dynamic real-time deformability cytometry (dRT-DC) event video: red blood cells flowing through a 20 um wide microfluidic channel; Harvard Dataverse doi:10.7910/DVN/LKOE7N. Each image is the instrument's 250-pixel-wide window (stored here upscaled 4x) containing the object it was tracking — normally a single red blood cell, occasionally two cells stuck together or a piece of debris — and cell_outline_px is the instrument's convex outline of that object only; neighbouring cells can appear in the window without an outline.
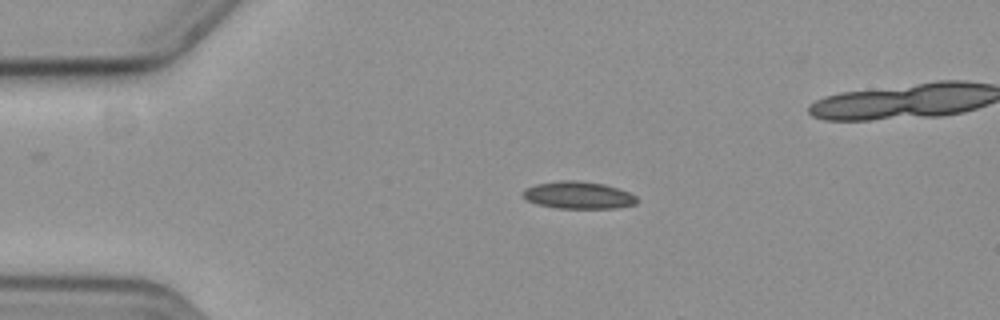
{"species": "common noctule bat (a hibernating species)", "species_latin": "Nyctalus noctula", "temperature_condition": "cold", "stored_images_in_passage": 5, "camera_frame_rate_fps": 3000, "um_per_image_px": 0.085, "animal": {"sex": "female", "body_mass_g": 19.3, "forearm_length_mm": 54.1}, "frame": {"image": 1, "passage_image": 1, "time_ms": 0.0, "image_size_px": [1000, 320], "cell_outline_px": [[636, 204], [616, 208], [556, 208], [540, 204], [528, 200], [524, 196], [524, 188], [536, 184], [560, 180], [572, 180], [604, 184], [628, 192], [636, 196]], "centroid_in_image_um": [49.16, 16.59], "position_along_channel_um": 35.8, "area_um2": 17.8}}